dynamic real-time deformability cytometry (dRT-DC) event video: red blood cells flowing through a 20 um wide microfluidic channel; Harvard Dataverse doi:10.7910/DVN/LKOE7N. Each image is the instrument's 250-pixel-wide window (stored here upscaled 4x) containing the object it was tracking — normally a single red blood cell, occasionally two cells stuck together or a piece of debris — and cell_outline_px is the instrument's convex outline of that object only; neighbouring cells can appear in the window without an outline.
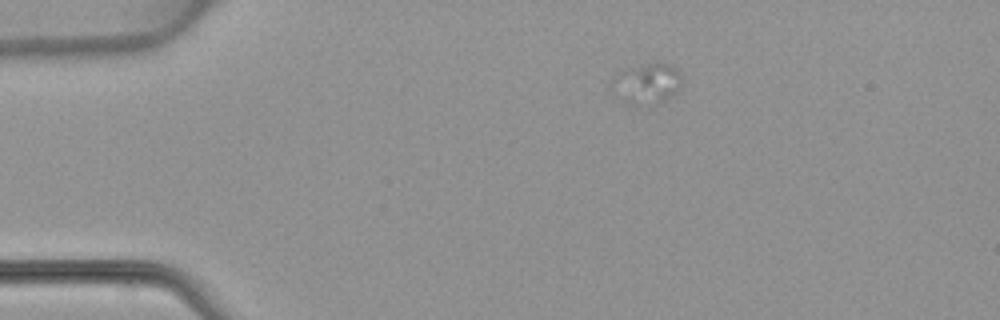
{"species": "common noctule bat (a hibernating species)", "species_latin": "Nyctalus noctula", "temperature_condition": "warm", "stored_images_in_passage": 1, "camera_frame_rate_fps": 3000, "um_per_image_px": 0.085, "animal": {"sex": "female", "body_mass_g": 22.7, "forearm_length_mm": 54.2}, "frame": {"image": 1, "passage_image": 1, "time_ms": 0.0, "image_size_px": [1000, 320], "cell_outline_px": [[680, 88], [672, 96], [656, 104], [612, 80], [612, 76], [624, 68], [648, 64], [668, 64], [676, 68], [680, 76]], "centroid_in_image_um": [55.28, 6.88], "position_along_channel_um": 29.7, "area_um2": 13.29}}